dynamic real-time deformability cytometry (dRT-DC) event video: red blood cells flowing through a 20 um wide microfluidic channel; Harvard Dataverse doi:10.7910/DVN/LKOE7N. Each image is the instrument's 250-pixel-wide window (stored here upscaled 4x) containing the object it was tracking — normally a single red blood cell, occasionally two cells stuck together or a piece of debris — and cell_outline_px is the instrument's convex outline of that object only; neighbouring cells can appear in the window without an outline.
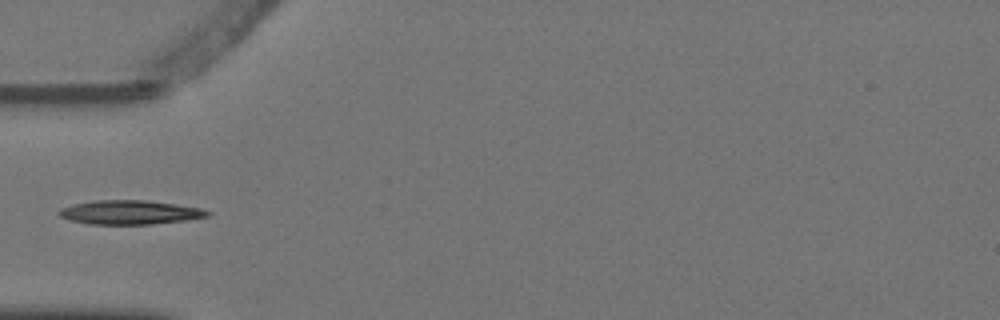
{"species": "Egyptian fruit bat (a non-hibernating species)", "species_latin": "Rousettus aegyptiacus", "temperature_condition": "warm", "stored_images_in_passage": 5, "camera_frame_rate_fps": 3000, "um_per_image_px": 0.085, "animal": {"sex": "female"}, "frame": {"image": 1, "passage_image": 5, "time_ms": 1.333, "image_size_px": [1000, 320], "cell_outline_px": [[212, 216], [184, 220], [152, 224], [88, 224], [68, 220], [60, 216], [56, 212], [60, 208], [72, 204], [92, 200], [148, 200], [176, 204], [200, 208], [212, 212]], "centroid_in_image_um": [11.01, 18.04], "position_along_channel_um": 74.0, "area_um2": 21.04}}